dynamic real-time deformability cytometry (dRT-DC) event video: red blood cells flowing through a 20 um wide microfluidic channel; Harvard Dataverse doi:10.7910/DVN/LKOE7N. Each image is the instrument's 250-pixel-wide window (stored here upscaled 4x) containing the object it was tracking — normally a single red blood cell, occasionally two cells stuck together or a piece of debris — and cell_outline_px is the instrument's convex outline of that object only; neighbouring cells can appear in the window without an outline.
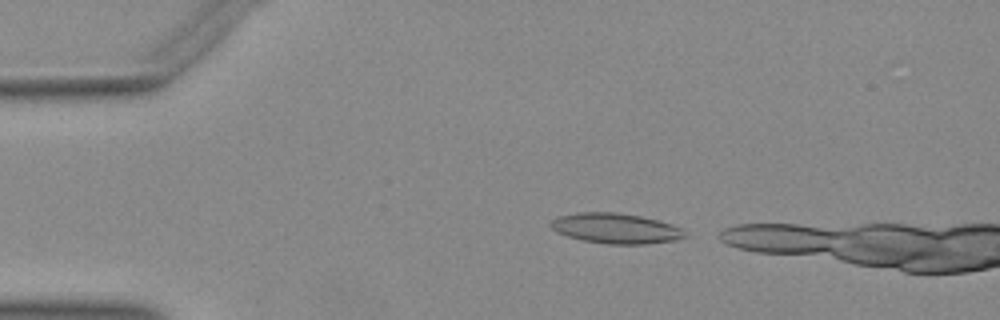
{"species": "Egyptian fruit bat (a non-hibernating species)", "species_latin": "Rousettus aegyptiacus", "temperature_condition": "warm", "stored_images_in_passage": 6, "camera_frame_rate_fps": 3000, "um_per_image_px": 0.085, "animal": {"sex": "female"}, "frame": {"image": 1, "passage_image": 2, "time_ms": 0.333, "image_size_px": [1000, 320], "cell_outline_px": [[688, 236], [680, 240], [644, 244], [608, 244], [584, 240], [568, 236], [556, 232], [548, 224], [552, 220], [560, 216], [576, 212], [616, 212], [640, 216], [672, 224], [684, 228]], "centroid_in_image_um": [52.39, 19.41], "position_along_channel_um": 32.6, "area_um2": 23.81}}